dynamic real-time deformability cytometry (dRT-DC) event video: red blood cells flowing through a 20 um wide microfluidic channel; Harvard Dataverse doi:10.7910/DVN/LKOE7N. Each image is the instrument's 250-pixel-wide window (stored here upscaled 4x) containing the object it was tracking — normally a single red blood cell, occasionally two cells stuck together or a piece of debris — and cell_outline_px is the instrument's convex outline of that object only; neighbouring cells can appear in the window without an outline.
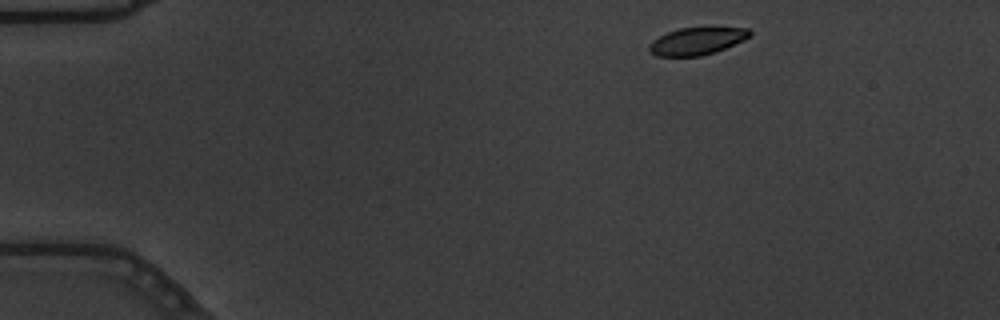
{"species": "common noctule bat (a hibernating species)", "species_latin": "Nyctalus noctula", "temperature_condition": "warm", "stored_images_in_passage": 49, "camera_frame_rate_fps": 3000, "um_per_image_px": 0.085, "animal": {"sex": "male", "body_mass_g": 19.5, "forearm_length_mm": 54.6}, "frame": {"image": 1, "passage_image": 2, "time_ms": 0.333, "image_size_px": [1000, 320], "cell_outline_px": [[752, 36], [744, 40], [716, 52], [700, 56], [656, 56], [648, 48], [648, 44], [652, 40], [668, 32], [680, 28], [748, 28], [752, 32]], "centroid_in_image_um": [59.25, 3.5], "position_along_channel_um": 25.8, "area_um2": 15.95}}
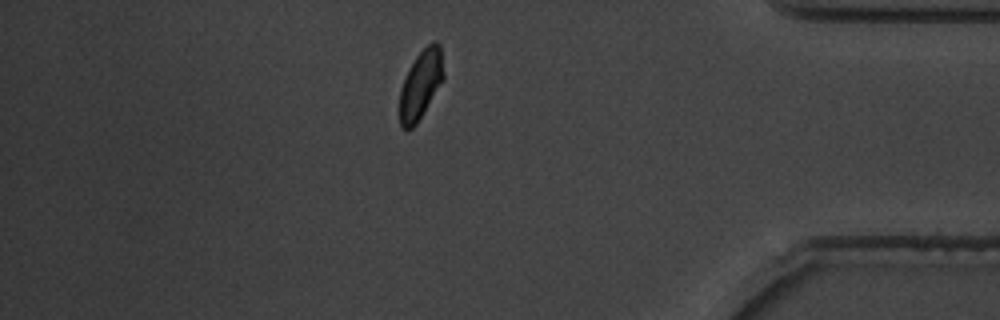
{"frame": {"image": 2, "passage_image": 42, "time_ms": 13.667, "image_size_px": [1000, 320], "cell_outline_px": [[444, 80], [416, 124], [412, 128], [400, 128], [400, 88], [416, 56], [432, 40], [436, 40], [440, 44], [444, 72]], "centroid_in_image_um": [35.79, 7.16], "position_along_channel_um": 399.4, "area_um2": 17.46}, "authors_computed_cell_mechanics": {"area_um2": 17.8602, "velocity_mm_per_s": 3.6396, "shape_relaxation_time_tau1_ms": 2.7381, "shape_relaxation_time_tau2_ms": 1.0116, "deformation_change_tau1": 0.1105, "deformation_change_tau2": 0.0513}}